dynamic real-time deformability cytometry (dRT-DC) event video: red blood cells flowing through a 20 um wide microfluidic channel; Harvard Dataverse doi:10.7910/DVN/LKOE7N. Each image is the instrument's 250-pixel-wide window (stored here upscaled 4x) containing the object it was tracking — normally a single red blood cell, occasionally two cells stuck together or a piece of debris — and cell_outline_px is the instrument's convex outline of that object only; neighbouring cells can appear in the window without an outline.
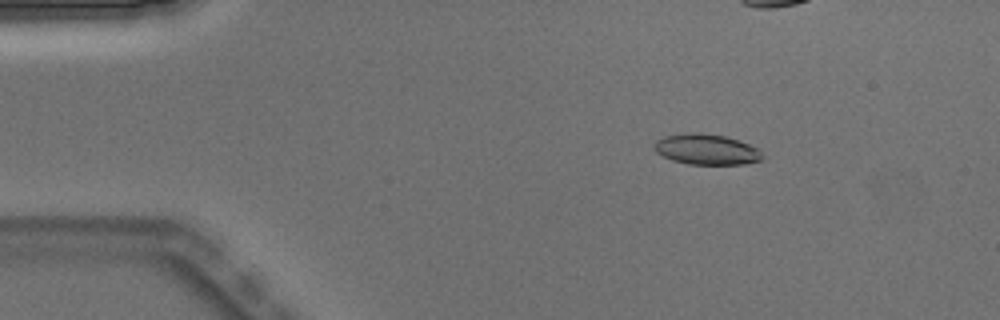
{"species": "Egyptian fruit bat (a non-hibernating species)", "species_latin": "Rousettus aegyptiacus", "temperature_condition": "warm", "stored_images_in_passage": 8, "camera_frame_rate_fps": 3000, "um_per_image_px": 0.085, "animal": {"sex": "male"}, "frame": {"image": 1, "passage_image": 3, "time_ms": 0.667, "image_size_px": [1000, 320], "cell_outline_px": [[764, 160], [744, 164], [688, 164], [672, 160], [656, 152], [652, 148], [652, 144], [656, 140], [664, 136], [688, 132], [700, 132], [724, 136], [748, 144], [756, 148], [764, 156]], "centroid_in_image_um": [60.01, 12.69], "position_along_channel_um": 25.0, "area_um2": 19.36}}
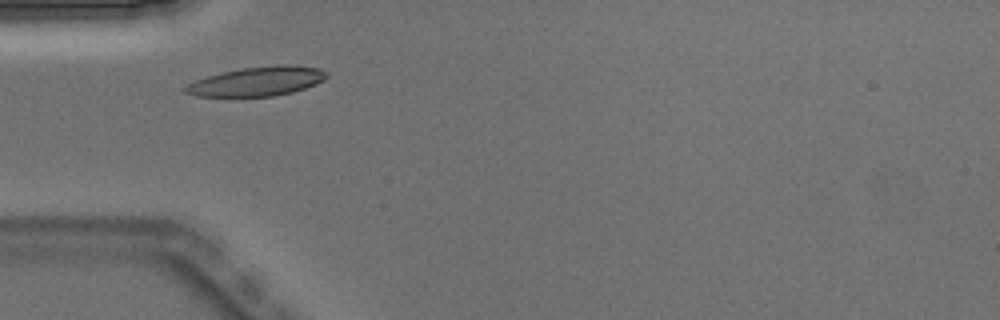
{"frame": {"image": 2, "passage_image": 6, "time_ms": 1.667, "image_size_px": [1000, 320], "cell_outline_px": [[328, 76], [324, 80], [316, 84], [292, 92], [272, 96], [196, 96], [184, 92], [184, 88], [188, 84], [196, 80], [220, 72], [244, 68], [276, 64], [288, 64], [320, 68], [328, 72]], "centroid_in_image_um": [21.89, 6.9], "position_along_channel_um": 63.1, "area_um2": 24.04}}